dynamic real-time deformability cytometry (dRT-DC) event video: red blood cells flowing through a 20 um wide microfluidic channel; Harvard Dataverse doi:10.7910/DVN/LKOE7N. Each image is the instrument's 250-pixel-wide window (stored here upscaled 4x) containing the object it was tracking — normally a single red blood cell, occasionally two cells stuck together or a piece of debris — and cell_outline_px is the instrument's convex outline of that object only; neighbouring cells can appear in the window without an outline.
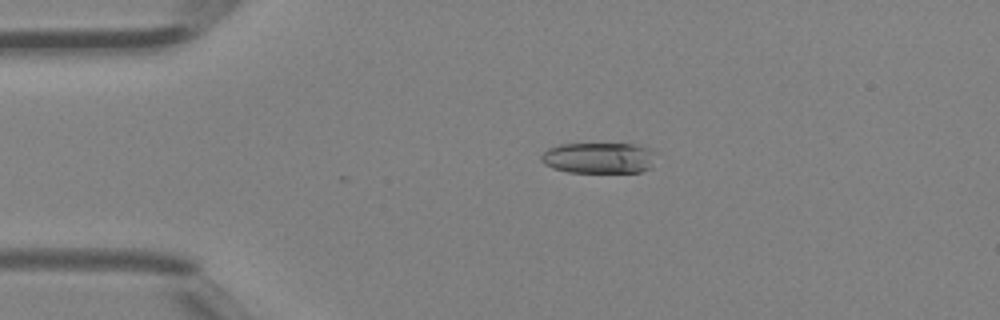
{"species": "Egyptian fruit bat (a non-hibernating species)", "species_latin": "Rousettus aegyptiacus", "temperature_condition": "room temperature", "stored_images_in_passage": 4, "camera_frame_rate_fps": 3000, "um_per_image_px": 0.085, "animal": {"sex": "female"}, "frame": {"image": 1, "passage_image": 3, "time_ms": 0.667, "image_size_px": [1000, 320], "cell_outline_px": [[656, 152], [652, 168], [640, 172], [568, 172], [552, 168], [544, 164], [540, 160], [540, 156], [548, 148], [560, 144], [632, 144], [648, 148]], "centroid_in_image_um": [50.91, 13.43], "position_along_channel_um": 34.1, "area_um2": 20.87}}